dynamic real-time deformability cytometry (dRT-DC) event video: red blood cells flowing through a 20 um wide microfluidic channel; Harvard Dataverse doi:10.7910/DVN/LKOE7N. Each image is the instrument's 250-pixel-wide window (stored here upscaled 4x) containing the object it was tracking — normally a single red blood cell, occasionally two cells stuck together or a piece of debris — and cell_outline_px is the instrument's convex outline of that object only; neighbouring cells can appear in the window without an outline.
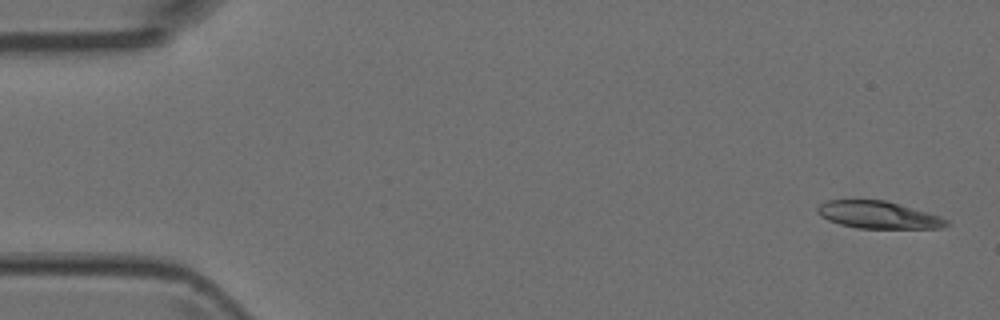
{"species": "Egyptian fruit bat (a non-hibernating species)", "species_latin": "Rousettus aegyptiacus", "temperature_condition": "room temperature", "stored_images_in_passage": 5, "camera_frame_rate_fps": 3000, "um_per_image_px": 0.085, "animal": {"sex": "female"}, "frame": {"image": 1, "passage_image": 1, "time_ms": 0.0, "image_size_px": [1000, 320], "cell_outline_px": [[948, 224], [940, 228], [856, 228], [840, 224], [828, 220], [820, 216], [816, 212], [816, 208], [824, 200], [884, 200], [900, 204], [940, 216], [948, 220]], "centroid_in_image_um": [74.6, 18.26], "position_along_channel_um": 10.4, "area_um2": 20.46}}